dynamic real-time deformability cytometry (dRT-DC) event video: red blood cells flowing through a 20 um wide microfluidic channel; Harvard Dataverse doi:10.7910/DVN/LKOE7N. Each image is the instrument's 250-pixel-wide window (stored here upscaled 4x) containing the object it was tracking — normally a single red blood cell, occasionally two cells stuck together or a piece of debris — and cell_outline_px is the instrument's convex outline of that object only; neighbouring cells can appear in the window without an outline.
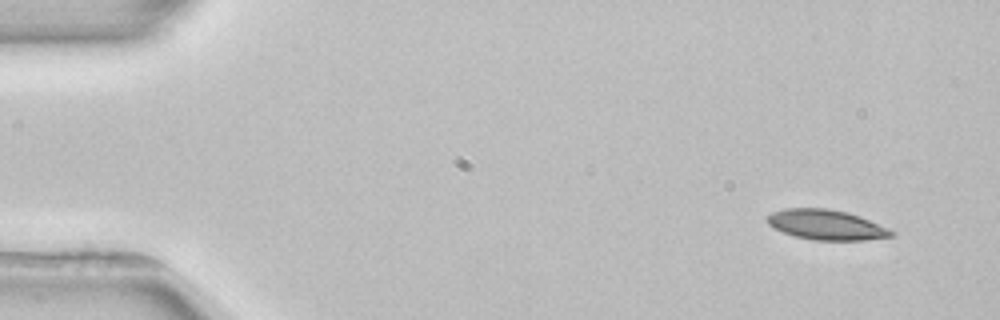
{"species": "common noctule bat (a hibernating species)", "species_latin": "Nyctalus noctula", "temperature_condition": "room temperature", "stored_images_in_passage": 3, "camera_frame_rate_fps": 3000, "um_per_image_px": 0.085, "animal": {"sex": "female", "body_mass_g": 22.7, "forearm_length_mm": 54.2}, "frame": {"image": 1, "passage_image": 1, "time_ms": 0.0, "image_size_px": [1000, 320], "cell_outline_px": [[896, 232], [892, 236], [864, 240], [812, 240], [796, 236], [784, 232], [768, 224], [764, 220], [772, 212], [784, 208], [828, 208], [848, 212], [860, 216], [888, 228]], "centroid_in_image_um": [70.23, 19.09], "position_along_channel_um": 14.8, "area_um2": 21.73}}
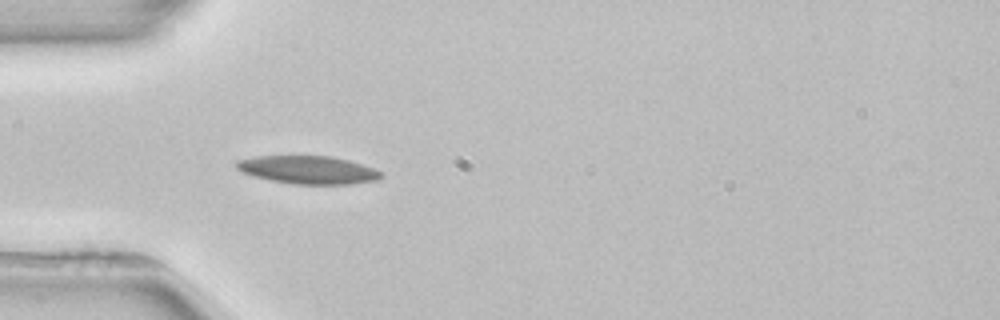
{"frame": {"image": 2, "passage_image": 3, "time_ms": 4.0, "image_size_px": [1000, 320], "cell_outline_px": [[384, 176], [380, 180], [352, 184], [292, 184], [252, 176], [236, 168], [236, 160], [256, 156], [328, 156], [348, 160], [372, 168], [380, 172]], "centroid_in_image_um": [26.19, 14.44], "position_along_channel_um": 58.8, "area_um2": 23.52}}